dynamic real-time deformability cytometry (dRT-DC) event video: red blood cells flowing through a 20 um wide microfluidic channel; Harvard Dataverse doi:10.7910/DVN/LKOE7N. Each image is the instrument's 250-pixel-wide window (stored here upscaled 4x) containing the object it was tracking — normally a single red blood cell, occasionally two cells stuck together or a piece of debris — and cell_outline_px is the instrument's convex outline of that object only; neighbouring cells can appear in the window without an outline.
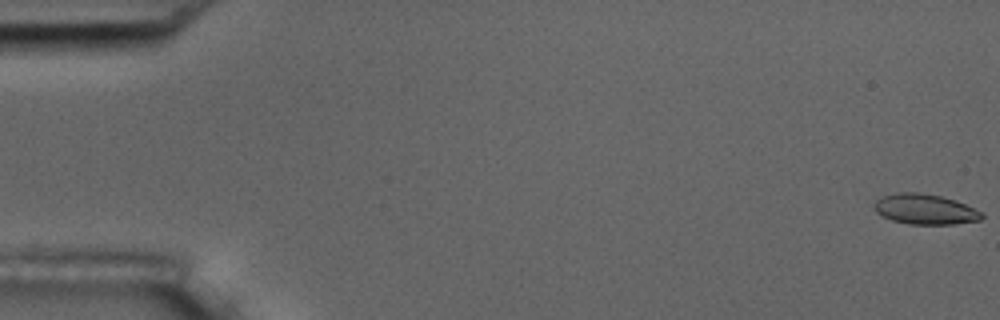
{"species": "common noctule bat (a hibernating species)", "species_latin": "Nyctalus noctula", "temperature_condition": "room temperature", "stored_images_in_passage": 5, "camera_frame_rate_fps": 3000, "um_per_image_px": 0.085, "animal": {"sex": "male", "body_mass_g": 17.5, "forearm_length_mm": 52.3}, "frame": {"image": 1, "passage_image": 1, "time_ms": 0.0, "image_size_px": [1000, 320], "cell_outline_px": [[984, 216], [980, 220], [952, 224], [908, 224], [892, 220], [876, 212], [872, 204], [876, 200], [884, 196], [896, 192], [920, 192], [940, 196], [964, 204], [984, 212]], "centroid_in_image_um": [78.61, 17.78], "position_along_channel_um": 6.4, "area_um2": 18.9}}
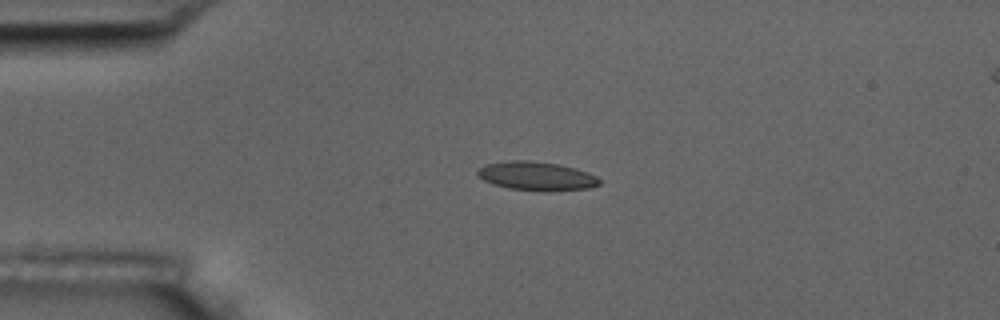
{"frame": {"image": 2, "passage_image": 4, "time_ms": 1.0, "image_size_px": [1000, 320], "cell_outline_px": [[600, 184], [588, 188], [508, 188], [492, 184], [484, 180], [476, 172], [484, 164], [508, 160], [528, 160], [560, 164], [576, 168], [588, 172], [596, 176], [600, 180]], "centroid_in_image_um": [45.56, 14.89], "position_along_channel_um": 39.4, "area_um2": 19.48}}